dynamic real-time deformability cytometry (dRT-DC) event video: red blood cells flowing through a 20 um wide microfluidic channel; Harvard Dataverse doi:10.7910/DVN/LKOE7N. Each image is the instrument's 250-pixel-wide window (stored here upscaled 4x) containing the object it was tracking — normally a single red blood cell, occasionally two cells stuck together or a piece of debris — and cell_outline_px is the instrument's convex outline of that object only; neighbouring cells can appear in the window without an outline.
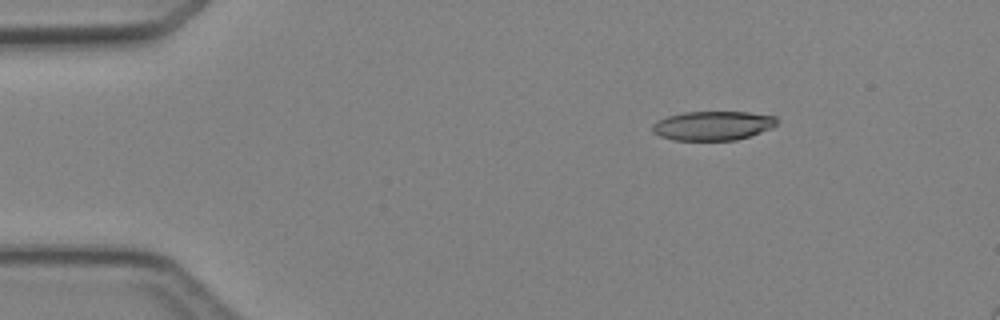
{"species": "Egyptian fruit bat (a non-hibernating species)", "species_latin": "Rousettus aegyptiacus", "temperature_condition": "cold", "stored_images_in_passage": 5, "camera_frame_rate_fps": 3000, "um_per_image_px": 0.085, "animal": {"sex": "female"}, "frame": {"image": 1, "passage_image": 2, "time_ms": 1.667, "image_size_px": [1000, 320], "cell_outline_px": [[776, 124], [772, 128], [736, 140], [672, 140], [660, 136], [652, 132], [652, 124], [656, 120], [668, 116], [684, 112], [748, 112], [776, 116]], "centroid_in_image_um": [60.55, 10.68], "position_along_channel_um": 24.4, "area_um2": 21.15}}